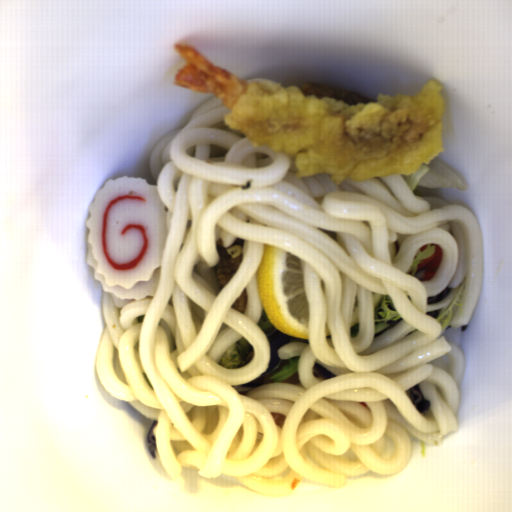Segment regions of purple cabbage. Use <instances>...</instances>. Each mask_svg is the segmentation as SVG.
<instances>
[{"label":"purple cabbage","instance_id":"2","mask_svg":"<svg viewBox=\"0 0 512 512\" xmlns=\"http://www.w3.org/2000/svg\"><path fill=\"white\" fill-rule=\"evenodd\" d=\"M406 394L413 406L421 413H427L430 410L431 403L425 396L422 394L418 383L411 386L408 390H406Z\"/></svg>","mask_w":512,"mask_h":512},{"label":"purple cabbage","instance_id":"4","mask_svg":"<svg viewBox=\"0 0 512 512\" xmlns=\"http://www.w3.org/2000/svg\"><path fill=\"white\" fill-rule=\"evenodd\" d=\"M312 373L316 377L323 378V379H332V378L337 377V374H335V373L329 371L328 369L324 368L318 362L314 363V367L312 369Z\"/></svg>","mask_w":512,"mask_h":512},{"label":"purple cabbage","instance_id":"3","mask_svg":"<svg viewBox=\"0 0 512 512\" xmlns=\"http://www.w3.org/2000/svg\"><path fill=\"white\" fill-rule=\"evenodd\" d=\"M157 423L158 421H154L152 425L149 427L146 443L149 450V454L151 457L155 459L156 457V451L158 449L157 443H156V436H157Z\"/></svg>","mask_w":512,"mask_h":512},{"label":"purple cabbage","instance_id":"5","mask_svg":"<svg viewBox=\"0 0 512 512\" xmlns=\"http://www.w3.org/2000/svg\"><path fill=\"white\" fill-rule=\"evenodd\" d=\"M254 357V348L253 346L251 348H249L241 357L239 363H238V366L236 368V370L238 368H243L247 363H249L251 361V359Z\"/></svg>","mask_w":512,"mask_h":512},{"label":"purple cabbage","instance_id":"1","mask_svg":"<svg viewBox=\"0 0 512 512\" xmlns=\"http://www.w3.org/2000/svg\"><path fill=\"white\" fill-rule=\"evenodd\" d=\"M265 335L268 340L271 357L268 367L264 370V372L261 375H266L280 366L283 359H280L278 356L279 348L293 341H304L307 343L309 341L308 339H297L294 336L288 334L287 332L277 328H272Z\"/></svg>","mask_w":512,"mask_h":512}]
</instances>
